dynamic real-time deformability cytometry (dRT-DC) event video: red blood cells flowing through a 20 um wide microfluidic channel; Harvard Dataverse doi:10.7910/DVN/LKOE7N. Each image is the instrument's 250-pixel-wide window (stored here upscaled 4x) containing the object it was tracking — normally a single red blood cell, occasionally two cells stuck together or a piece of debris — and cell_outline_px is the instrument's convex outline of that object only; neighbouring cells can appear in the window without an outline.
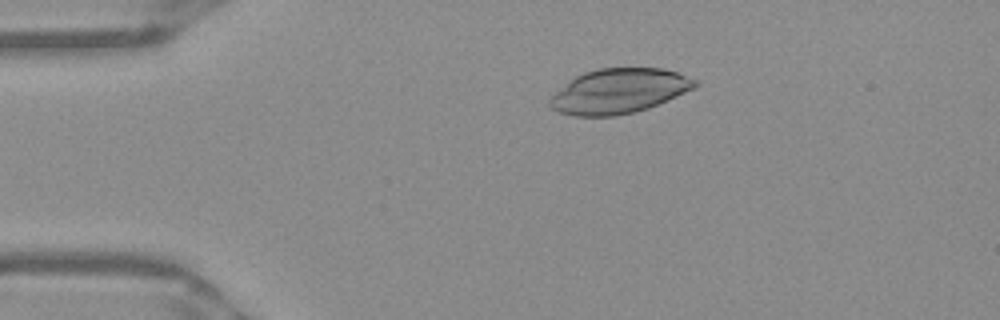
{"species": "Egyptian fruit bat (a non-hibernating species)", "species_latin": "Rousettus aegyptiacus", "temperature_condition": "warm", "stored_images_in_passage": 51, "camera_frame_rate_fps": 3000, "um_per_image_px": 0.085, "frame": {"image": 1, "passage_image": 10, "time_ms": 3.0, "image_size_px": [1000, 320], "cell_outline_px": [[700, 84], [668, 100], [648, 108], [636, 112], [616, 116], [572, 116], [560, 112], [552, 108], [548, 104], [548, 100], [556, 92], [576, 76], [584, 72], [600, 68], [664, 68], [676, 72], [696, 80]], "centroid_in_image_um": [52.6, 7.75], "position_along_channel_um": 32.4, "area_um2": 37.57}}
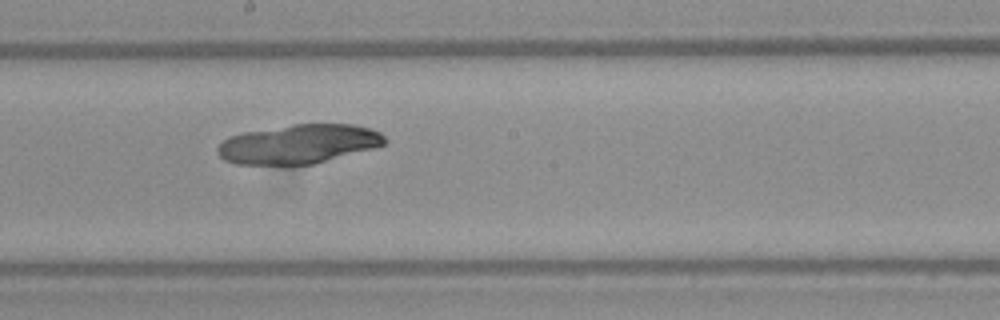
{"frame": {"image": 2, "passage_image": 28, "time_ms": 9.0, "image_size_px": [1000, 320], "cell_outline_px": [[388, 140], [384, 144], [372, 148], [312, 164], [236, 164], [224, 160], [216, 152], [216, 148], [224, 140], [232, 136], [244, 132], [292, 124], [356, 124], [380, 132]], "centroid_in_image_um": [25.37, 12.23], "position_along_channel_um": 222.8, "area_um2": 37.8}}